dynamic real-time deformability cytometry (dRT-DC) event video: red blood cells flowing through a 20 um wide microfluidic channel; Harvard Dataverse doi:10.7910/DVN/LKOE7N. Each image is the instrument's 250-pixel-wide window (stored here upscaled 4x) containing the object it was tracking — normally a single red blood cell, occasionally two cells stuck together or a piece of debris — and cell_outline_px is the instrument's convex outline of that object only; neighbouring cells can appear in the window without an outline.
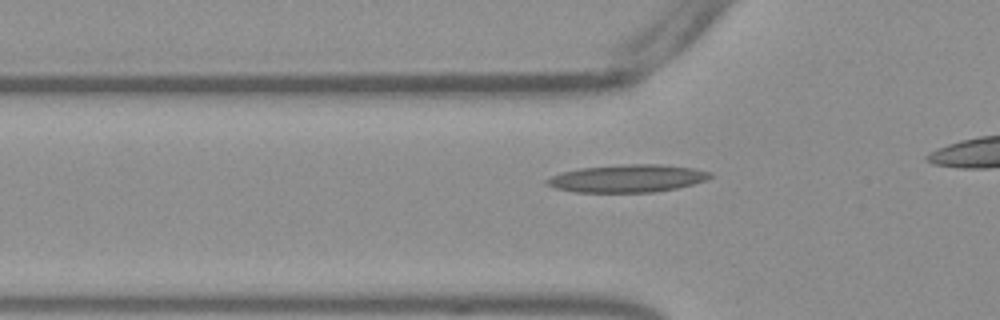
{"species": "Egyptian fruit bat (a non-hibernating species)", "species_latin": "Rousettus aegyptiacus", "temperature_condition": "warm", "stored_images_in_passage": 31, "camera_frame_rate_fps": 3000, "um_per_image_px": 0.085, "frame": {"image": 1, "passage_image": 12, "time_ms": 3.667, "image_size_px": [1000, 320], "cell_outline_px": [[712, 176], [708, 180], [676, 188], [652, 192], [572, 192], [556, 188], [544, 184], [544, 180], [552, 176], [564, 172], [580, 168], [628, 164], [664, 164], [692, 168], [712, 172]], "centroid_in_image_um": [53.34, 15.16], "position_along_channel_um": 72.5, "area_um2": 26.3}}
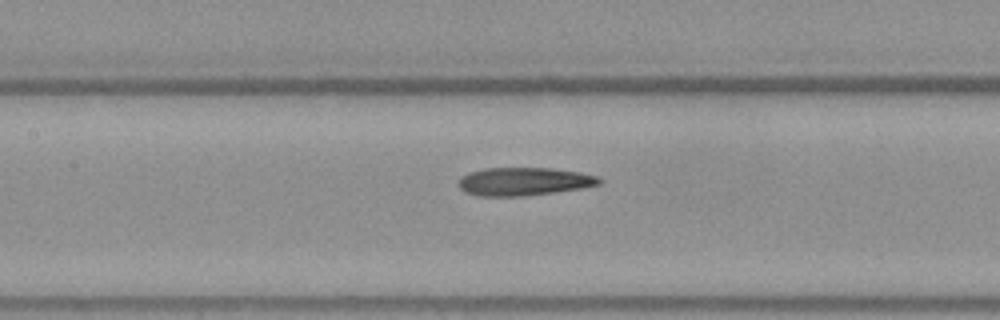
{"frame": {"image": 2, "passage_image": 19, "time_ms": 6.0, "image_size_px": [1000, 320], "cell_outline_px": [[604, 180], [600, 184], [584, 188], [556, 192], [524, 196], [476, 196], [464, 192], [460, 188], [460, 176], [468, 172], [484, 168], [552, 168], [580, 172], [596, 176]], "centroid_in_image_um": [44.54, 15.43], "position_along_channel_um": 162.9, "area_um2": 23.29}}
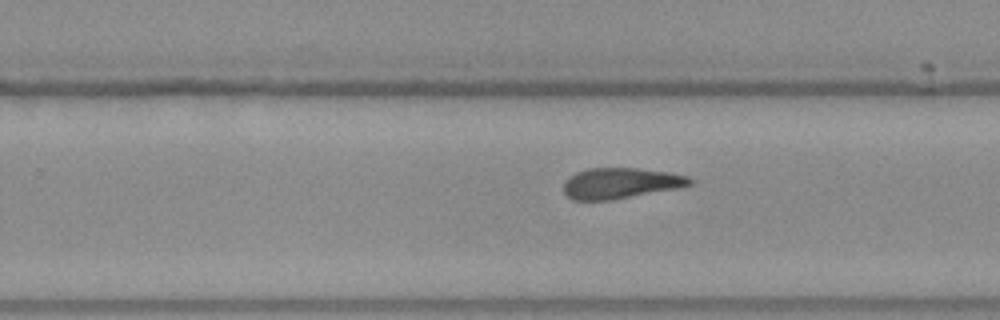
{"frame": {"image": 3, "passage_image": 28, "time_ms": 9.0, "image_size_px": [1000, 320], "cell_outline_px": [[692, 184], [680, 188], [612, 200], [572, 200], [564, 192], [564, 180], [568, 176], [576, 172], [588, 168], [636, 168], [668, 172], [688, 176], [692, 180]], "centroid_in_image_um": [52.73, 15.57], "position_along_channel_um": 277.1, "area_um2": 22.77}}